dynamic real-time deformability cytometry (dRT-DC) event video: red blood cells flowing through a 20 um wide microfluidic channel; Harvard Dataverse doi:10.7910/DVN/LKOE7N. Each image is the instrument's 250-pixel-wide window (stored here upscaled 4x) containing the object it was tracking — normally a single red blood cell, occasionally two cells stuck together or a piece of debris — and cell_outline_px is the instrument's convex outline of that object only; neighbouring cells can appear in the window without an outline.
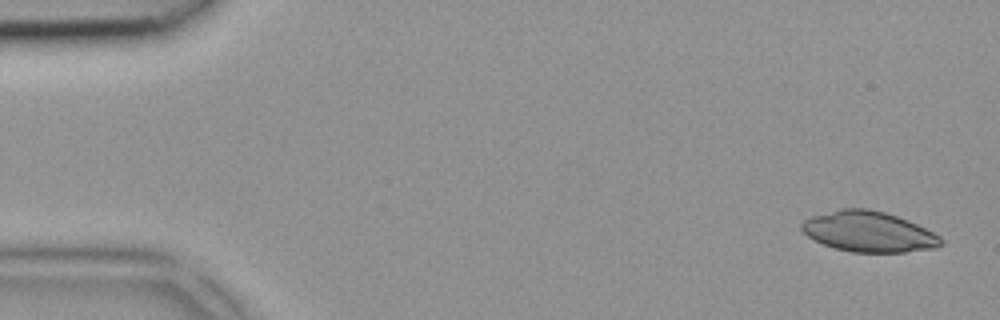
{"species": "common noctule bat (a hibernating species)", "species_latin": "Nyctalus noctula", "temperature_condition": "room temperature", "stored_images_in_passage": 4, "camera_frame_rate_fps": 3000, "um_per_image_px": 0.085, "animal": {"sex": "female", "body_mass_g": 18.4}, "frame": {"image": 1, "passage_image": 1, "time_ms": 0.0, "image_size_px": [1000, 320], "cell_outline_px": [[944, 244], [936, 248], [904, 252], [852, 252], [836, 248], [824, 244], [808, 236], [800, 228], [800, 224], [804, 220], [812, 216], [840, 208], [868, 208], [884, 212], [908, 220], [940, 236], [944, 240]], "centroid_in_image_um": [73.85, 19.69], "position_along_channel_um": 11.1, "area_um2": 32.77}}